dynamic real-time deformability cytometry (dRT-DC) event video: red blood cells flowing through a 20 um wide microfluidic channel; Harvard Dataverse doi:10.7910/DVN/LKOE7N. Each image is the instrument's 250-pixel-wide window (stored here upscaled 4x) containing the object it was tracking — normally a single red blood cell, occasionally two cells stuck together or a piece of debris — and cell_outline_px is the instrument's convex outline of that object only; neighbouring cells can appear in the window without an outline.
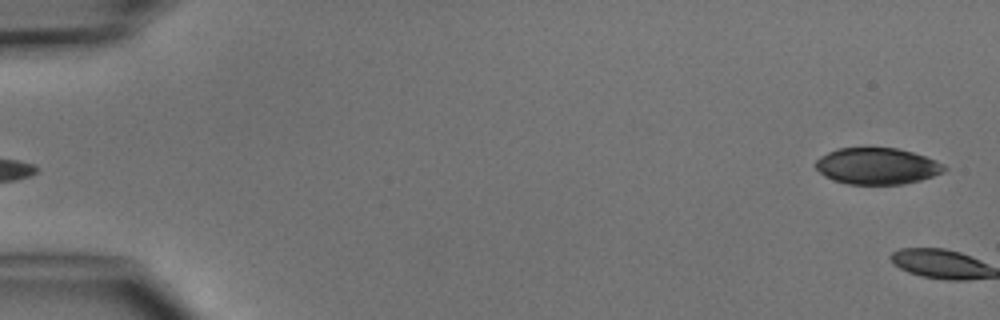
{"species": "common noctule bat (a hibernating species)", "species_latin": "Nyctalus noctula", "temperature_condition": "cold", "stored_images_in_passage": 4, "camera_frame_rate_fps": 3000, "um_per_image_px": 0.085, "animal": {"sex": "male", "body_mass_g": 15.6}, "frame": {"image": 1, "passage_image": 4, "time_ms": 3.667, "image_size_px": [1000, 320], "cell_outline_px": [[948, 168], [944, 172], [920, 180], [904, 184], [848, 184], [824, 176], [816, 168], [816, 160], [820, 156], [836, 148], [896, 148], [912, 152], [936, 160], [944, 164]], "centroid_in_image_um": [74.56, 14.11], "position_along_channel_um": 10.4, "area_um2": 27.22}}